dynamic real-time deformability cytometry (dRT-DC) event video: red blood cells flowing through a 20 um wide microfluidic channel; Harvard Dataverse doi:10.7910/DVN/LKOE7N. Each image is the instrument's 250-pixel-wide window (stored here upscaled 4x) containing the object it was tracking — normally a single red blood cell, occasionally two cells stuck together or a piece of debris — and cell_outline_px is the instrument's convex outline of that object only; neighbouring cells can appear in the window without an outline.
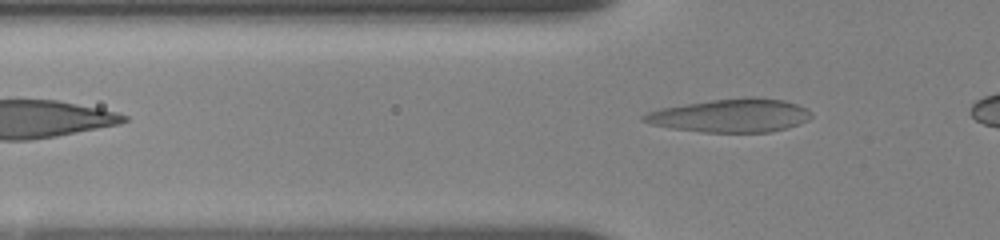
{"species": "human", "species_latin": "Homo sapiens", "temperature_condition": "room temperature", "stored_images_in_passage": 6, "camera_frame_rate_fps": 3000, "um_per_image_px": 0.085, "donor": {"sex": "female"}, "frame": {"image": 1, "passage_image": 6, "time_ms": 3.333, "image_size_px": [1000, 240], "cell_outline_px": [[812, 116], [808, 120], [800, 124], [788, 128], [768, 132], [704, 132], [672, 128], [652, 124], [640, 120], [640, 116], [648, 112], [660, 108], [712, 100], [744, 96], [756, 96], [784, 100], [808, 108], [812, 112]], "centroid_in_image_um": [62.15, 9.81], "position_along_channel_um": 63.7, "area_um2": 32.83}}